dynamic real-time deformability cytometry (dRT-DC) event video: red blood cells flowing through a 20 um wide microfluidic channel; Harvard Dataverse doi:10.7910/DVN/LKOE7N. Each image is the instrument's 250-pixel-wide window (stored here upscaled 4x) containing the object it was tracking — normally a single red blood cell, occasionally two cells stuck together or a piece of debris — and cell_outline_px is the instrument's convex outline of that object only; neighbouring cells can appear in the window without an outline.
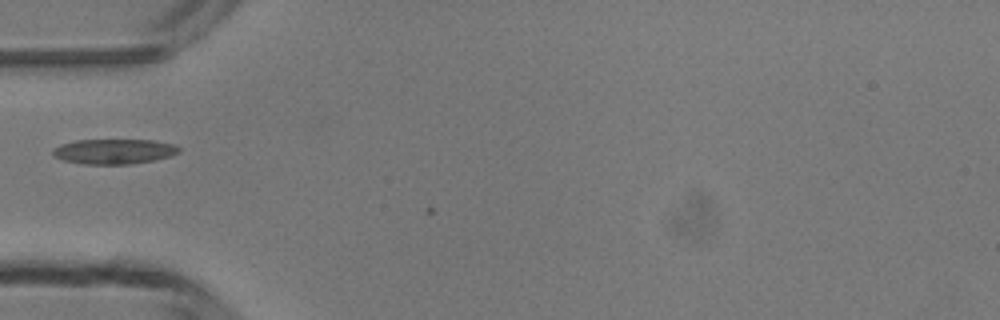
{"species": "common noctule bat (a hibernating species)", "species_latin": "Nyctalus noctula", "temperature_condition": "room temperature", "stored_images_in_passage": 5, "camera_frame_rate_fps": 3000, "um_per_image_px": 0.085, "animal": {"sex": "male", "body_mass_g": 13.3}, "frame": {"image": 1, "passage_image": 5, "time_ms": 4.667, "image_size_px": [1000, 320], "cell_outline_px": [[180, 152], [168, 156], [152, 160], [128, 164], [84, 164], [64, 160], [52, 156], [52, 148], [60, 144], [76, 140], [152, 140], [176, 144], [180, 148]], "centroid_in_image_um": [9.66, 12.86], "position_along_channel_um": 75.3, "area_um2": 18.38}}